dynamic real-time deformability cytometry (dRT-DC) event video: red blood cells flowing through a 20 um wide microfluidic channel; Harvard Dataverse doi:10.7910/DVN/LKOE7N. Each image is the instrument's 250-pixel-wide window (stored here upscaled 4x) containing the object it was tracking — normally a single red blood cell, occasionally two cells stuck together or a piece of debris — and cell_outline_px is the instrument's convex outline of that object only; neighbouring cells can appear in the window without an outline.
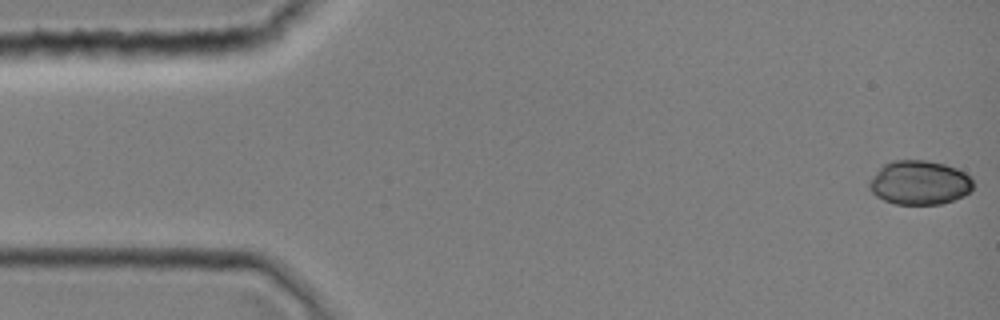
{"species": "common noctule bat (a hibernating species)", "species_latin": "Nyctalus noctula", "temperature_condition": "room temperature", "stored_images_in_passage": 39, "camera_frame_rate_fps": 3000, "um_per_image_px": 0.085, "animal": {"sex": "female", "body_mass_g": 19.0, "forearm_length_mm": 51.5}, "frame": {"image": 1, "passage_image": 1, "time_ms": 0.0, "image_size_px": [1000, 320], "cell_outline_px": [[972, 188], [964, 196], [940, 204], [896, 204], [884, 200], [876, 196], [868, 188], [868, 180], [884, 164], [892, 160], [928, 160], [944, 164], [956, 168], [964, 172], [972, 180]], "centroid_in_image_um": [78.12, 15.52], "position_along_channel_um": 6.9, "area_um2": 26.7}}
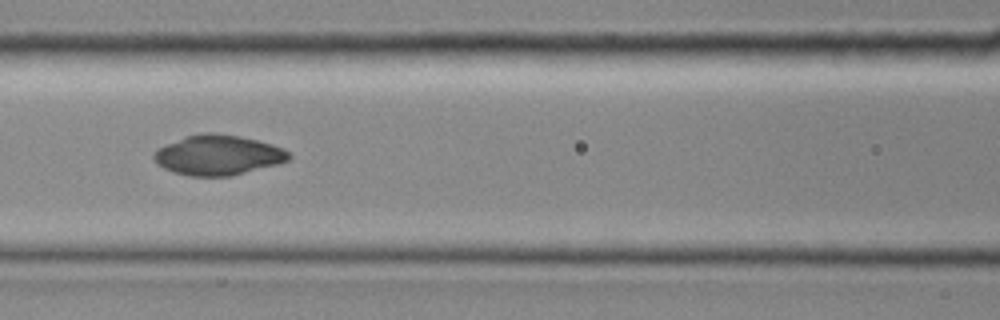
{"frame": {"image": 2, "passage_image": 17, "time_ms": 5.333, "image_size_px": [1000, 320], "cell_outline_px": [[292, 156], [288, 160], [276, 164], [232, 176], [188, 176], [172, 172], [156, 164], [152, 160], [152, 152], [156, 148], [164, 144], [184, 136], [200, 132], [216, 132], [240, 136], [272, 144], [284, 148]], "centroid_in_image_um": [18.45, 13.17], "position_along_channel_um": 148.1, "area_um2": 32.02}}
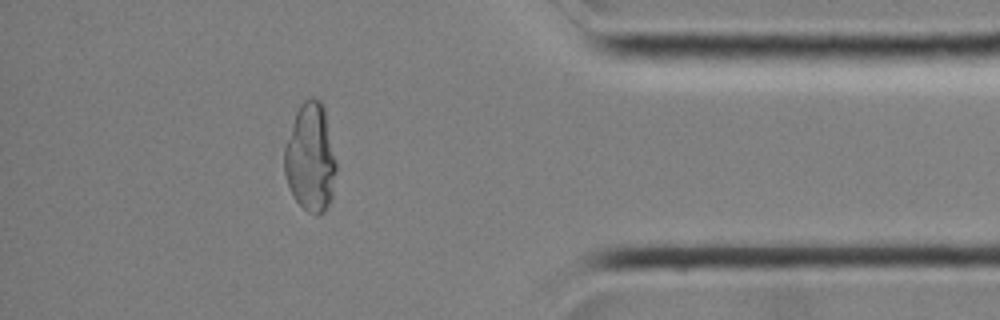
{"frame": {"image": 3, "passage_image": 34, "time_ms": 11.0, "image_size_px": [1000, 320], "cell_outline_px": [[336, 172], [332, 196], [324, 212], [316, 216], [308, 212], [292, 196], [288, 188], [284, 172], [284, 148], [296, 112], [300, 104], [304, 100], [312, 96], [320, 100], [324, 104], [336, 160]], "centroid_in_image_um": [26.39, 13.4], "position_along_channel_um": 408.8, "area_um2": 33.12}}